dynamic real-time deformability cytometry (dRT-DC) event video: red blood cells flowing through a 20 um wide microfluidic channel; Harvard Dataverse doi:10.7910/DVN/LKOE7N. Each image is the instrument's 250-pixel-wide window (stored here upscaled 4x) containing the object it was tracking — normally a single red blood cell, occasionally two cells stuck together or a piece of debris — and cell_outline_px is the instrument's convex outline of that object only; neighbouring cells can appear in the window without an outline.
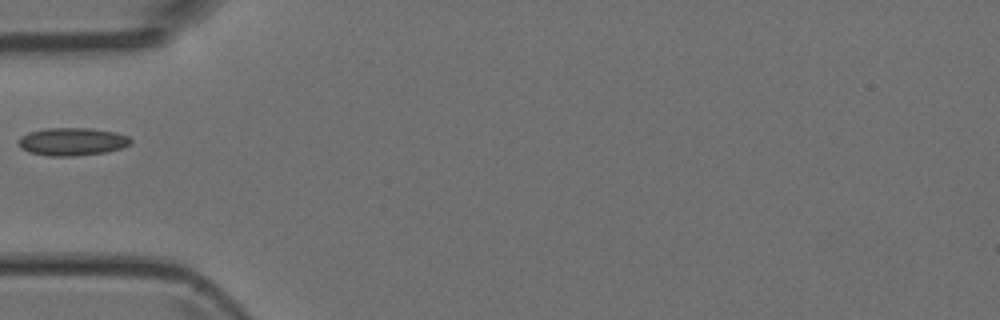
{"species": "Egyptian fruit bat (a non-hibernating species)", "species_latin": "Rousettus aegyptiacus", "temperature_condition": "room temperature", "stored_images_in_passage": 33, "camera_frame_rate_fps": 3000, "um_per_image_px": 0.085, "animal": {"sex": "female"}, "frame": {"image": 1, "passage_image": 1, "time_ms": 0.0, "image_size_px": [1000, 320], "cell_outline_px": [[132, 144], [124, 148], [108, 152], [72, 156], [48, 156], [28, 152], [20, 148], [16, 144], [16, 140], [20, 136], [28, 132], [48, 128], [92, 128], [116, 132], [128, 136], [132, 140]], "centroid_in_image_um": [6.13, 12.04], "position_along_channel_um": 78.9, "area_um2": 18.67}}
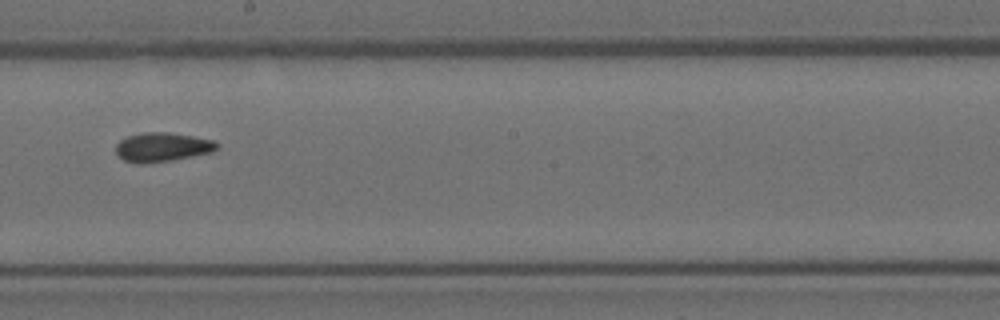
{"frame": {"image": 2, "passage_image": 12, "time_ms": 3.667, "image_size_px": [1000, 320], "cell_outline_px": [[220, 144], [212, 152], [172, 160], [140, 164], [124, 160], [116, 152], [116, 144], [120, 140], [128, 136], [144, 132], [168, 132], [216, 140]], "centroid_in_image_um": [13.81, 12.49], "position_along_channel_um": 234.4, "area_um2": 17.11}}
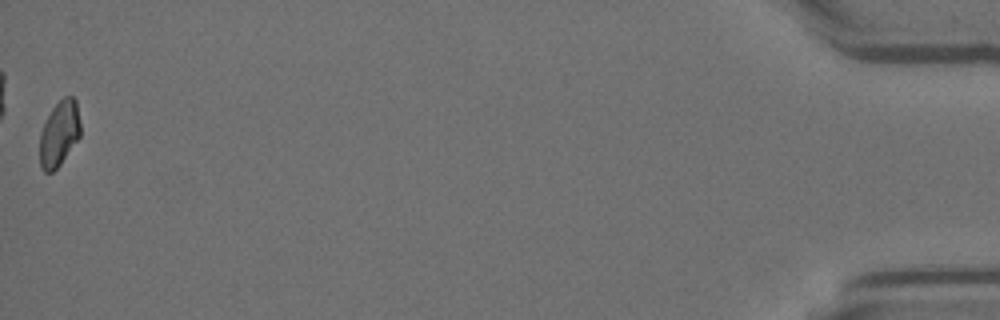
{"frame": {"image": 3, "passage_image": 33, "time_ms": 10.667, "image_size_px": [1000, 320], "cell_outline_px": [[80, 136], [60, 164], [52, 172], [44, 172], [40, 168], [40, 132], [52, 108], [64, 96], [72, 96], [76, 100], [80, 124]], "centroid_in_image_um": [5.03, 11.35], "position_along_channel_um": 430.2, "area_um2": 15.37}}